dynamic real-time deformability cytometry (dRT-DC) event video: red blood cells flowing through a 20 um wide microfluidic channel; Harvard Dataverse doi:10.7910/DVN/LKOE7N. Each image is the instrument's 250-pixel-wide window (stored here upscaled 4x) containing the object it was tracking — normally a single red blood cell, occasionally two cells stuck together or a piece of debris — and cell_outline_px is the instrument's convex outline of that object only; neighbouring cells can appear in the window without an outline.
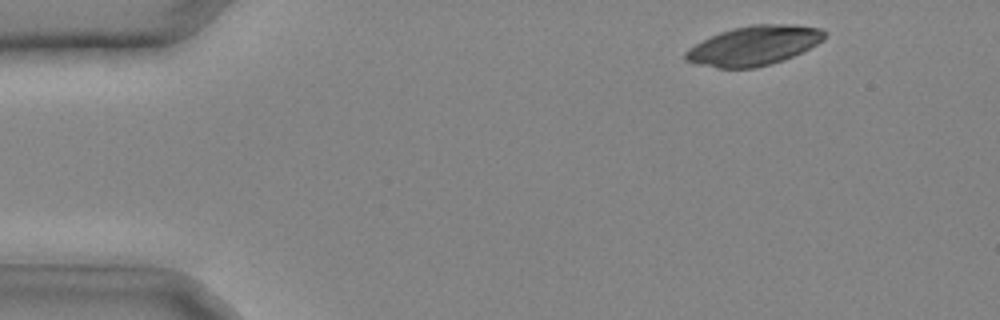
{"species": "common noctule bat (a hibernating species)", "species_latin": "Nyctalus noctula", "temperature_condition": "cold", "stored_images_in_passage": 27, "camera_frame_rate_fps": 3000, "um_per_image_px": 0.085, "animal": {"sex": "male", "body_mass_g": 20.4}, "frame": {"image": 1, "passage_image": 2, "time_ms": 0.333, "image_size_px": [1000, 320], "cell_outline_px": [[828, 32], [824, 40], [784, 60], [756, 68], [716, 68], [684, 60], [684, 52], [688, 48], [720, 32], [732, 28], [752, 24], [792, 24], [820, 28]], "centroid_in_image_um": [64.09, 3.87], "position_along_channel_um": 20.9, "area_um2": 31.91}}
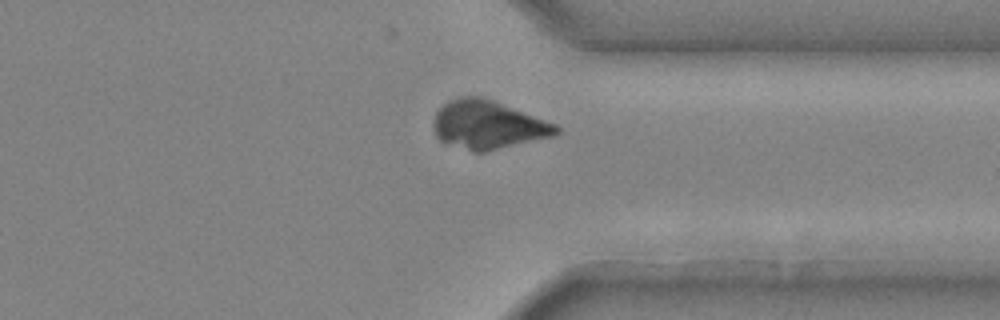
{"frame": {"image": 2, "passage_image": 24, "time_ms": 7.667, "image_size_px": [1000, 320], "cell_outline_px": [[560, 132], [552, 136], [484, 152], [472, 152], [444, 144], [436, 136], [436, 112], [448, 100], [460, 96], [476, 96], [492, 100], [556, 124], [560, 128]], "centroid_in_image_um": [41.46, 10.62], "position_along_channel_um": 369.9, "area_um2": 34.16}}